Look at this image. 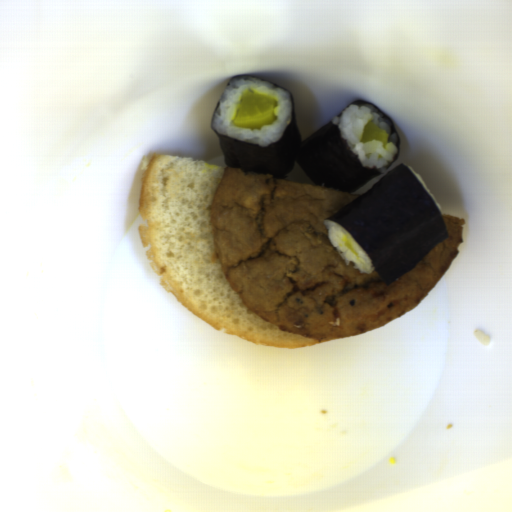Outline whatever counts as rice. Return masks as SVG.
<instances>
[{"mask_svg": "<svg viewBox=\"0 0 512 512\" xmlns=\"http://www.w3.org/2000/svg\"><path fill=\"white\" fill-rule=\"evenodd\" d=\"M254 91L275 100L274 120L272 124L255 130L238 128L233 123L238 105L246 93ZM292 109L290 93L263 78L247 75L227 82L213 114L211 125L220 135L266 146L281 139L291 121Z\"/></svg>", "mask_w": 512, "mask_h": 512, "instance_id": "obj_1", "label": "rice"}, {"mask_svg": "<svg viewBox=\"0 0 512 512\" xmlns=\"http://www.w3.org/2000/svg\"><path fill=\"white\" fill-rule=\"evenodd\" d=\"M372 120L389 132L386 149L380 141L371 140L366 143L360 141L365 126ZM332 122L339 128L342 140L362 167L387 173L388 167L398 152V138L396 133H392L390 121L376 106L356 103L349 105L342 110L340 116L332 118Z\"/></svg>", "mask_w": 512, "mask_h": 512, "instance_id": "obj_2", "label": "rice"}, {"mask_svg": "<svg viewBox=\"0 0 512 512\" xmlns=\"http://www.w3.org/2000/svg\"><path fill=\"white\" fill-rule=\"evenodd\" d=\"M323 224L327 229L328 239L331 245L336 249L340 259L345 265H349L350 262H352L354 264L353 268L358 270L361 274H371L375 270L374 264L367 253L347 230L339 223L328 220L327 218L323 219ZM346 241L351 243L360 258H357L344 246V242Z\"/></svg>", "mask_w": 512, "mask_h": 512, "instance_id": "obj_3", "label": "rice"}, {"mask_svg": "<svg viewBox=\"0 0 512 512\" xmlns=\"http://www.w3.org/2000/svg\"><path fill=\"white\" fill-rule=\"evenodd\" d=\"M407 168L415 175V177L418 179V181L420 182V184L422 185V187L425 189V191L427 192V194L429 195V197L432 199V201L434 202L436 208L438 209L441 217L443 218V211H442V207L441 205L438 203V201L436 200V198L434 197V195L432 194V192L430 191V189L428 188L427 184L425 183V181L423 180V178L421 177L420 174H418L417 172H415L413 170V168L411 166H407Z\"/></svg>", "mask_w": 512, "mask_h": 512, "instance_id": "obj_4", "label": "rice"}]
</instances>
